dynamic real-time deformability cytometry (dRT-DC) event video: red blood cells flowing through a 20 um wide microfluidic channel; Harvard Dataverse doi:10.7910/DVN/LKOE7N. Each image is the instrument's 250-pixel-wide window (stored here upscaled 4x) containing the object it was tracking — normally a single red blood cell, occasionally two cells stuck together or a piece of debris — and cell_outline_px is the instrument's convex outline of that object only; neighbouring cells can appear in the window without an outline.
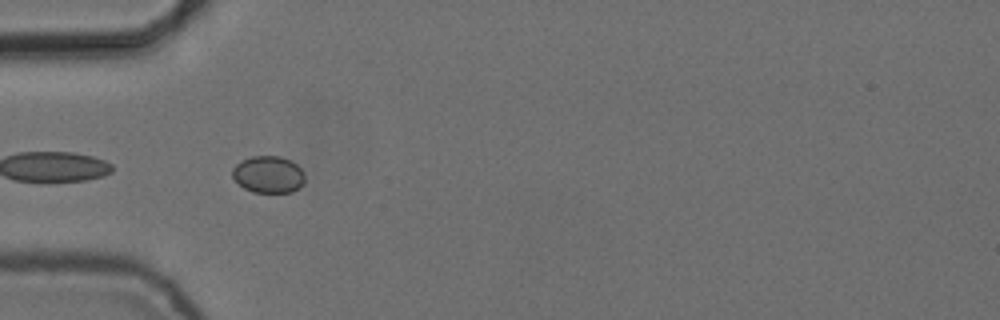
{"species": "common noctule bat (a hibernating species)", "species_latin": "Nyctalus noctula", "temperature_condition": "cold", "stored_images_in_passage": 42, "camera_frame_rate_fps": 3000, "um_per_image_px": 0.085, "animal": {"sex": "female", "body_mass_g": 24.6, "forearm_length_mm": 56.2}, "frame": {"image": 1, "passage_image": 18, "time_ms": 5.667, "image_size_px": [1000, 320], "cell_outline_px": [[304, 180], [292, 192], [252, 192], [244, 188], [232, 176], [232, 168], [236, 164], [252, 156], [280, 156], [292, 160], [304, 172]], "centroid_in_image_um": [22.81, 14.81], "position_along_channel_um": 62.2, "area_um2": 15.43}}